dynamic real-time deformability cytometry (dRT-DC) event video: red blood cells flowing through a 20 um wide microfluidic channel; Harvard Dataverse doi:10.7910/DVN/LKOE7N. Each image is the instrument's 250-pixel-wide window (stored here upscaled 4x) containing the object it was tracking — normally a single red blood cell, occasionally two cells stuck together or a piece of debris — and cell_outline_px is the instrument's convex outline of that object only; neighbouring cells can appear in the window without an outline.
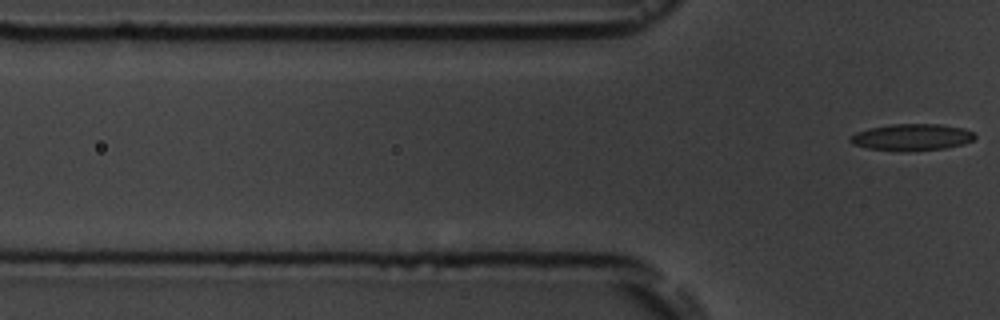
{"species": "common noctule bat (a hibernating species)", "species_latin": "Nyctalus noctula", "temperature_condition": "room temperature", "stored_images_in_passage": 8, "segment_of_instrument_passage": [2, 2], "camera_frame_rate_fps": 3000, "um_per_image_px": 0.085, "animal": {"sex": "male", "body_mass_g": 19.5, "forearm_length_mm": 54.6}, "frame": {"image": 1, "passage_image": 8, "time_ms": 8.333, "image_size_px": [1000, 320], "cell_outline_px": [[976, 136], [972, 140], [964, 144], [944, 148], [908, 152], [900, 152], [868, 148], [852, 144], [848, 140], [856, 132], [868, 128], [892, 124], [940, 124], [964, 128], [972, 132]], "centroid_in_image_um": [77.49, 11.67], "position_along_channel_um": 48.3, "area_um2": 19.54}}